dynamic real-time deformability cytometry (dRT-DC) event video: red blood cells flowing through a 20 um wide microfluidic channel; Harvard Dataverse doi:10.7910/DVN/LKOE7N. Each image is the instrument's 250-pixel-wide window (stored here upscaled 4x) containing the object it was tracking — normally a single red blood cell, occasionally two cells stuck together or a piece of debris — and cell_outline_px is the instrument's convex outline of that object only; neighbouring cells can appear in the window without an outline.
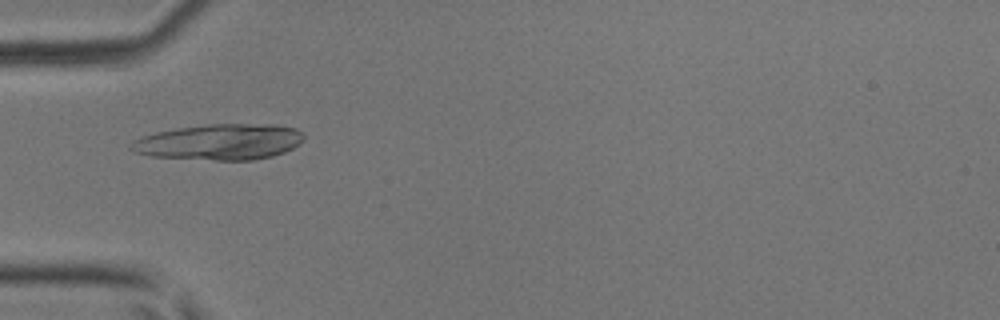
{"species": "common noctule bat (a hibernating species)", "species_latin": "Nyctalus noctula", "temperature_condition": "room temperature", "stored_images_in_passage": 39, "camera_frame_rate_fps": 3000, "um_per_image_px": 0.085, "animal": {"sex": "male", "body_mass_g": 17.9, "forearm_length_mm": 54.2}, "frame": {"image": 1, "passage_image": 7, "time_ms": 2.0, "image_size_px": [1000, 320], "cell_outline_px": [[304, 140], [300, 144], [284, 152], [272, 156], [252, 160], [216, 160], [152, 156], [132, 152], [128, 148], [128, 144], [132, 140], [140, 136], [156, 132], [176, 128], [208, 124], [276, 124], [296, 128], [304, 132]], "centroid_in_image_um": [18.66, 12.05], "position_along_channel_um": 66.3, "area_um2": 36.53}}
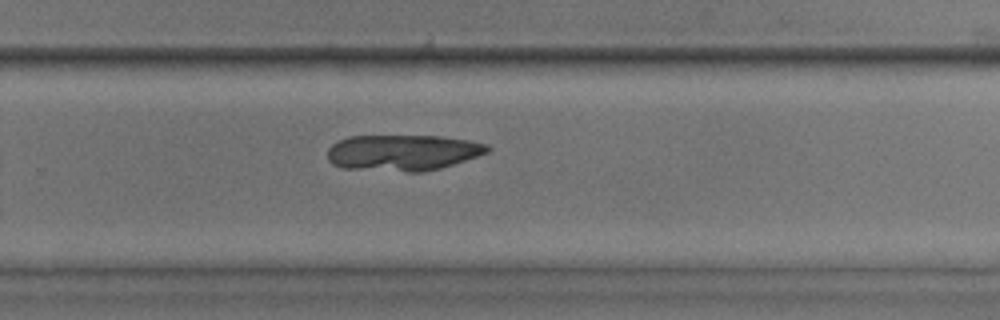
{"frame": {"image": 2, "passage_image": 23, "time_ms": 7.333, "image_size_px": [1000, 320], "cell_outline_px": [[492, 148], [488, 152], [440, 168], [424, 172], [408, 172], [344, 168], [332, 164], [328, 160], [328, 148], [332, 144], [348, 136], [436, 136], [468, 140], [488, 144]], "centroid_in_image_um": [34.22, 12.97], "position_along_channel_um": 295.6, "area_um2": 33.52}}
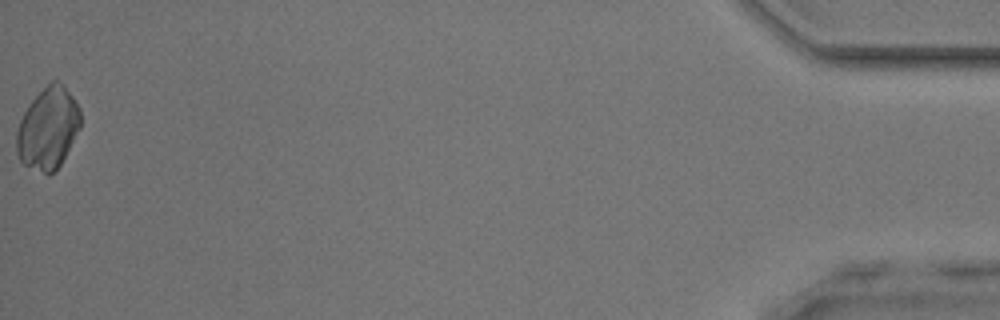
{"frame": {"image": 3, "passage_image": 39, "time_ms": 12.667, "image_size_px": [1000, 320], "cell_outline_px": [[80, 128], [60, 164], [48, 176], [24, 164], [20, 160], [16, 152], [16, 132], [20, 120], [24, 112], [32, 100], [52, 80], [60, 80], [72, 96], [80, 108]], "centroid_in_image_um": [4.07, 10.91], "position_along_channel_um": 431.1, "area_um2": 30.23}}